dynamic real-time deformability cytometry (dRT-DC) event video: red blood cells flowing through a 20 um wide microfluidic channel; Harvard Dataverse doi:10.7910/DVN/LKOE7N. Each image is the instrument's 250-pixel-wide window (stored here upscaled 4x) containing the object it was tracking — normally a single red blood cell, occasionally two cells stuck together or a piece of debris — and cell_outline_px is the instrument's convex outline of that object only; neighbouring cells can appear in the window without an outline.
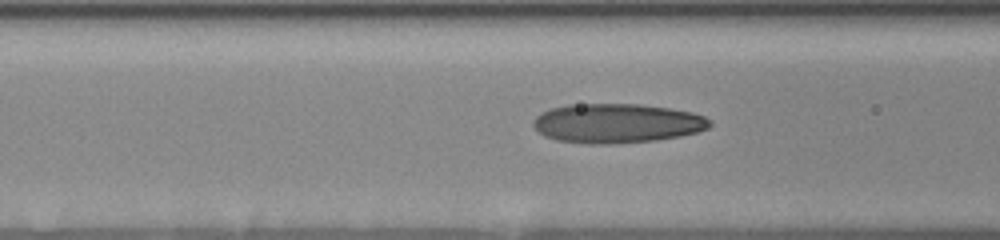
{"species": "human", "species_latin": "Homo sapiens", "temperature_condition": "room temperature", "stored_images_in_passage": 18, "camera_frame_rate_fps": 3000, "um_per_image_px": 0.085, "donor": {"sex": "female"}, "frame": {"image": 1, "passage_image": 16, "time_ms": 5.0, "image_size_px": [1000, 240], "cell_outline_px": [[712, 124], [708, 128], [696, 132], [680, 136], [656, 140], [612, 144], [588, 144], [556, 140], [544, 136], [532, 124], [532, 120], [540, 112], [552, 108], [568, 104], [640, 104], [668, 108], [692, 112], [704, 116], [712, 120]], "centroid_in_image_um": [52.42, 10.48], "position_along_channel_um": 114.2, "area_um2": 40.69}}